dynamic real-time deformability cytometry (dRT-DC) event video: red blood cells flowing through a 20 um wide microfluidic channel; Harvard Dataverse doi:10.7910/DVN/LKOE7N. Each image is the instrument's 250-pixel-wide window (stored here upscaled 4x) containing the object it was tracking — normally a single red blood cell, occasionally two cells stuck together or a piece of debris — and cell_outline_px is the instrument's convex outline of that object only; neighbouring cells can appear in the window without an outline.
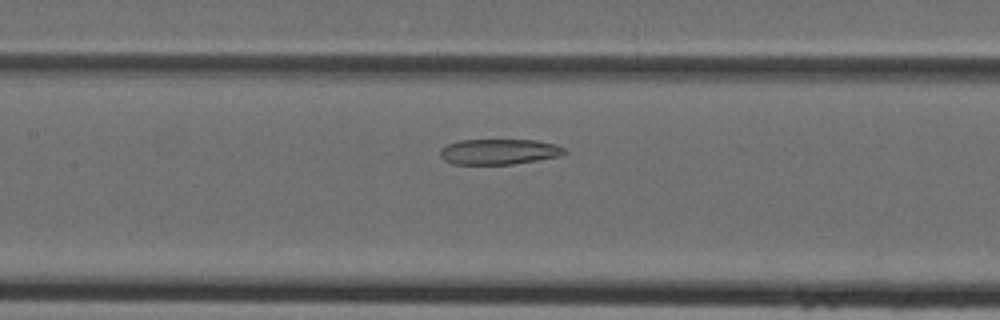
{"species": "Egyptian fruit bat (a non-hibernating species)", "species_latin": "Rousettus aegyptiacus", "temperature_condition": "cold", "stored_images_in_passage": 42, "camera_frame_rate_fps": 3000, "um_per_image_px": 0.085, "animal": {"sex": "female"}, "frame": {"image": 1, "passage_image": 18, "time_ms": 5.667, "image_size_px": [1000, 320], "cell_outline_px": [[568, 152], [560, 156], [512, 164], [452, 164], [444, 160], [440, 156], [440, 148], [448, 144], [460, 140], [536, 140], [556, 144], [564, 148]], "centroid_in_image_um": [42.41, 12.89], "position_along_channel_um": 165.0, "area_um2": 18.5}}
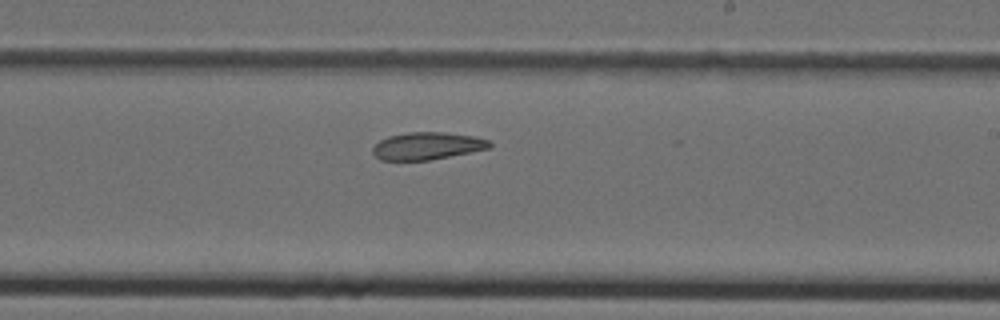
{"frame": {"image": 2, "passage_image": 24, "time_ms": 7.667, "image_size_px": [1000, 320], "cell_outline_px": [[492, 148], [428, 160], [380, 160], [372, 152], [372, 148], [380, 140], [388, 136], [408, 132], [444, 132], [472, 136], [488, 140], [492, 144]], "centroid_in_image_um": [36.31, 12.4], "position_along_channel_um": 252.7, "area_um2": 18.55}}
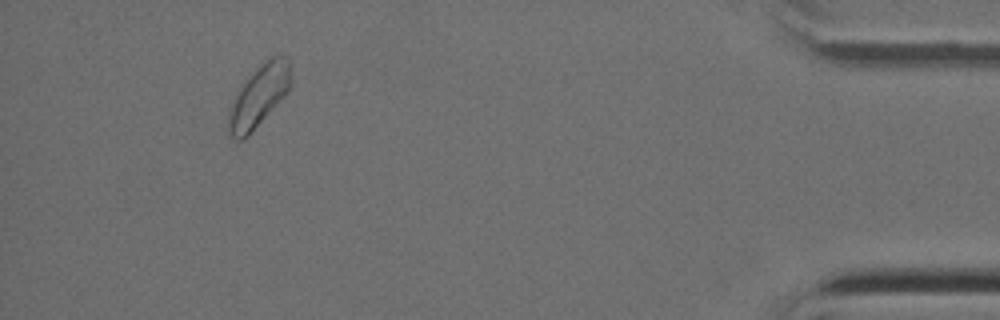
{"frame": {"image": 3, "passage_image": 39, "time_ms": 12.667, "image_size_px": [1000, 320], "cell_outline_px": [[292, 84], [284, 96], [248, 136], [240, 140], [236, 140], [228, 136], [228, 108], [240, 84], [248, 76], [272, 56], [280, 52], [288, 56], [292, 76]], "centroid_in_image_um": [22.0, 8.14], "position_along_channel_um": 413.2, "area_um2": 22.83}}